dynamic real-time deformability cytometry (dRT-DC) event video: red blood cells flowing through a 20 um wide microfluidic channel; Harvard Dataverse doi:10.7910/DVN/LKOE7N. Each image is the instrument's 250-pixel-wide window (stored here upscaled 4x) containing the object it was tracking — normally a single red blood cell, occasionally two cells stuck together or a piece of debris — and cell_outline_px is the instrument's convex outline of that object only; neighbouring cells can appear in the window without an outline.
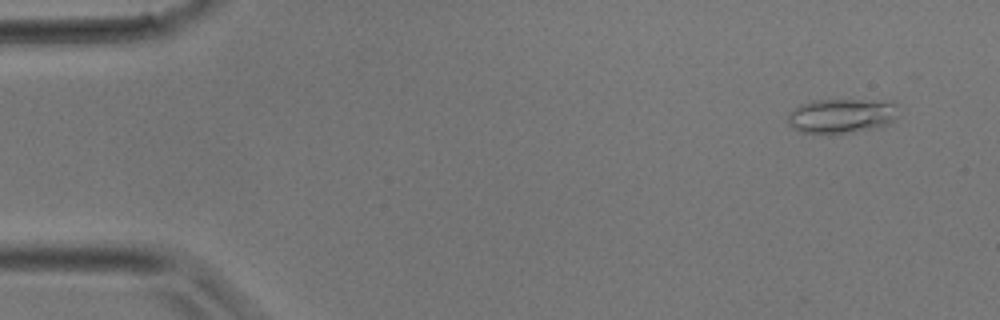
{"species": "common noctule bat (a hibernating species)", "species_latin": "Nyctalus noctula", "temperature_condition": "room temperature", "stored_images_in_passage": 37, "camera_frame_rate_fps": 3000, "um_per_image_px": 0.085, "animal": {"sex": "male", "body_mass_g": 17.9}, "frame": {"image": 1, "passage_image": 3, "time_ms": 0.667, "image_size_px": [1000, 320], "cell_outline_px": [[896, 116], [888, 124], [880, 128], [828, 136], [800, 132], [792, 128], [788, 124], [788, 112], [792, 108], [800, 104], [812, 100], [896, 100]], "centroid_in_image_um": [71.5, 9.87], "position_along_channel_um": 13.5, "area_um2": 23.24}}
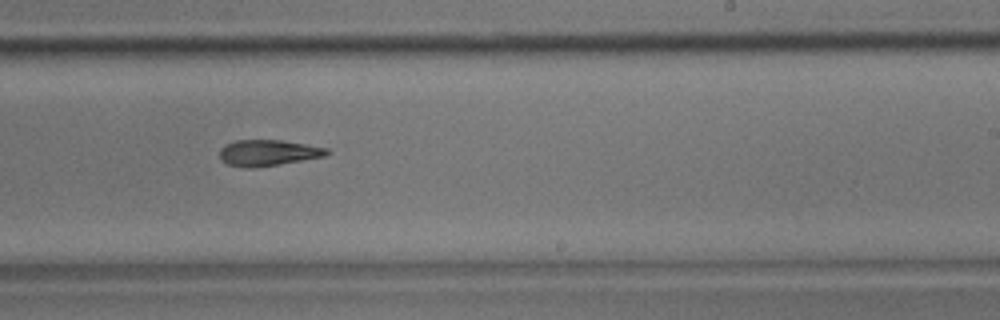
{"frame": {"image": 2, "passage_image": 23, "time_ms": 7.333, "image_size_px": [1000, 320], "cell_outline_px": [[332, 152], [328, 156], [280, 164], [252, 168], [244, 168], [228, 164], [220, 160], [220, 148], [224, 144], [236, 140], [280, 140], [328, 148]], "centroid_in_image_um": [22.8, 12.99], "position_along_channel_um": 266.2, "area_um2": 16.47}}
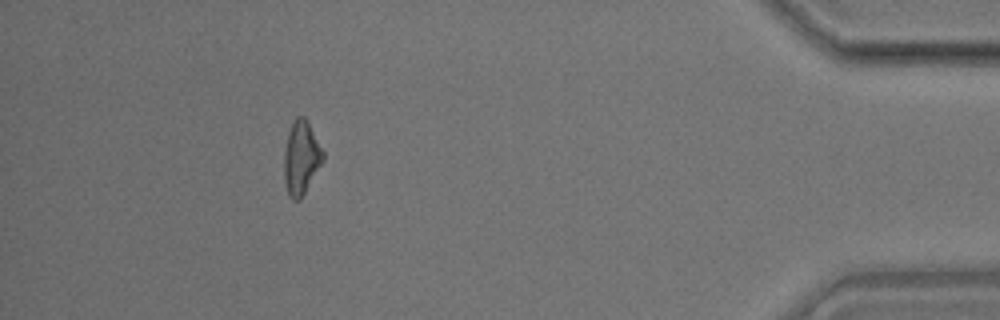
{"frame": {"image": 3, "passage_image": 34, "time_ms": 11.0, "image_size_px": [1000, 320], "cell_outline_px": [[324, 160], [300, 200], [292, 200], [288, 196], [284, 184], [284, 152], [288, 132], [296, 116], [304, 116], [308, 120], [324, 152]], "centroid_in_image_um": [25.6, 13.42], "position_along_channel_um": 409.6, "area_um2": 16.88}}